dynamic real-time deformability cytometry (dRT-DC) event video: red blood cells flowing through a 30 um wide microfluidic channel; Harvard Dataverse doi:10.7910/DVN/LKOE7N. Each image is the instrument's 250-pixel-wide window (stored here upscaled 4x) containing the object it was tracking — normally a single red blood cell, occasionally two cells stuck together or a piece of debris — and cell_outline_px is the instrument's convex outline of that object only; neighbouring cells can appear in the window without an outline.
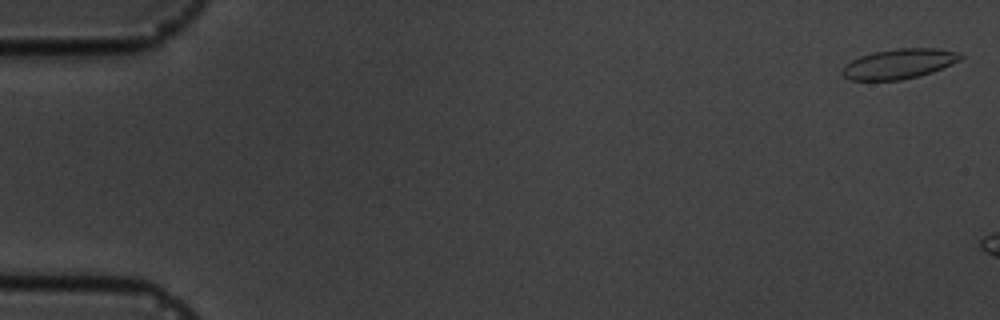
{"species": "common noctule bat (a hibernating species)", "species_latin": "Nyctalus noctula", "temperature_condition": "cold", "stored_images_in_passage": 3, "camera_frame_rate_fps": 3000, "um_per_image_px": 0.085, "animal": {"sex": "male", "body_mass_g": 19.5, "forearm_length_mm": 54.6}, "frame": {"image": 1, "passage_image": 1, "time_ms": 0.0, "image_size_px": [1000, 320], "cell_outline_px": [[964, 56], [960, 60], [932, 72], [900, 80], [852, 80], [844, 76], [840, 72], [844, 64], [860, 56], [872, 52], [896, 48], [936, 48], [960, 52]], "centroid_in_image_um": [76.4, 5.41], "position_along_channel_um": 8.6, "area_um2": 20.63}}